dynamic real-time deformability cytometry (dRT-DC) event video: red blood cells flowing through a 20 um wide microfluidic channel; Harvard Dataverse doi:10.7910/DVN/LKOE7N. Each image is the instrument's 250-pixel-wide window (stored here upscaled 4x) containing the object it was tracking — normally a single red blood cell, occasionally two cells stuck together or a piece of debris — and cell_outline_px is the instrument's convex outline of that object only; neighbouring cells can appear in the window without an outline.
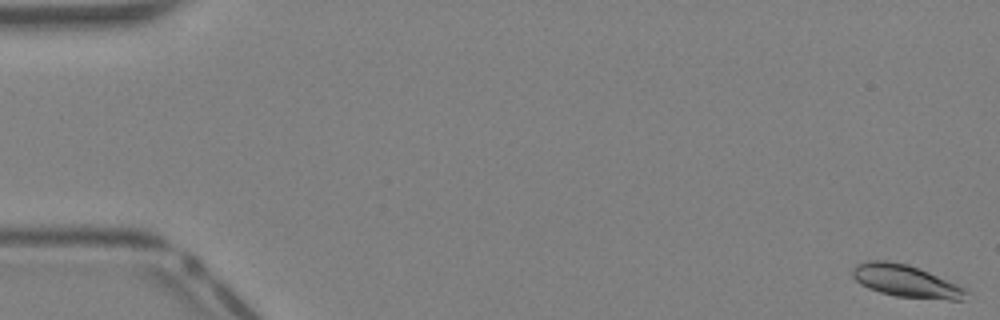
{"species": "Egyptian fruit bat (a non-hibernating species)", "species_latin": "Rousettus aegyptiacus", "temperature_condition": "warm", "stored_images_in_passage": 42, "camera_frame_rate_fps": 3000, "um_per_image_px": 0.085, "animal": {"sex": "female"}, "frame": {"image": 1, "passage_image": 1, "time_ms": 0.0, "image_size_px": [1000, 320], "cell_outline_px": [[968, 292], [964, 300], [948, 300], [896, 296], [880, 292], [868, 288], [860, 284], [852, 276], [852, 268], [856, 264], [872, 260], [888, 260], [908, 264], [968, 288]], "centroid_in_image_um": [77.02, 23.89], "position_along_channel_um": 8.0, "area_um2": 21.5}}
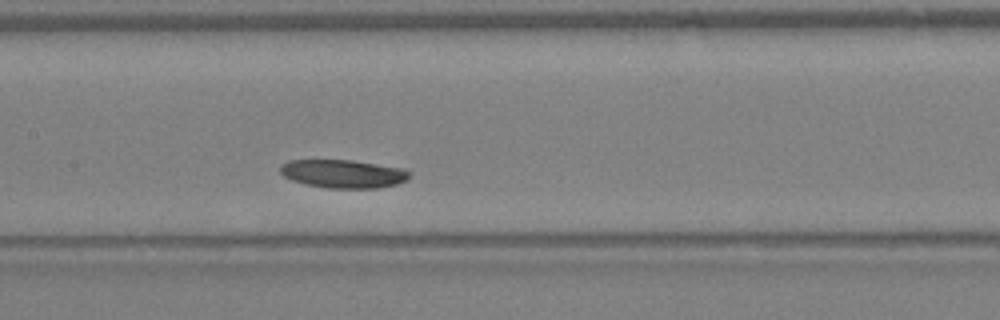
{"frame": {"image": 2, "passage_image": 21, "time_ms": 6.667, "image_size_px": [1000, 320], "cell_outline_px": [[412, 172], [408, 180], [396, 184], [376, 188], [328, 188], [304, 184], [292, 180], [284, 176], [280, 172], [280, 164], [288, 160], [352, 160], [408, 168]], "centroid_in_image_um": [29.22, 14.76], "position_along_channel_um": 178.2, "area_um2": 21.68}}
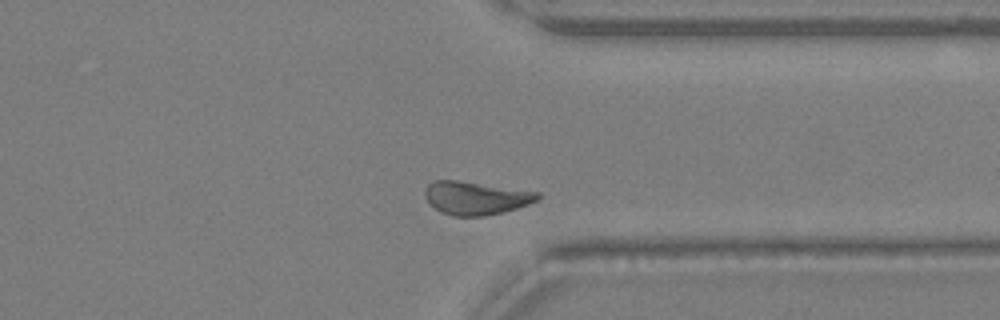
{"frame": {"image": 3, "passage_image": 33, "time_ms": 10.667, "image_size_px": [1000, 320], "cell_outline_px": [[544, 196], [528, 204], [516, 208], [484, 216], [452, 216], [440, 212], [424, 196], [424, 188], [432, 180], [456, 180], [540, 192]], "centroid_in_image_um": [40.43, 16.82], "position_along_channel_um": 371.0, "area_um2": 21.73}, "authors_computed_cell_mechanics": {"area_um2": 21.8773, "velocity_mm_per_s": 4.8615, "shape_relaxation_time_tau1_ms": 0.2733, "shape_relaxation_time_tau2_ms": null, "deformation_change_tau1": 0.0553, "deformation_change_tau2": null}}